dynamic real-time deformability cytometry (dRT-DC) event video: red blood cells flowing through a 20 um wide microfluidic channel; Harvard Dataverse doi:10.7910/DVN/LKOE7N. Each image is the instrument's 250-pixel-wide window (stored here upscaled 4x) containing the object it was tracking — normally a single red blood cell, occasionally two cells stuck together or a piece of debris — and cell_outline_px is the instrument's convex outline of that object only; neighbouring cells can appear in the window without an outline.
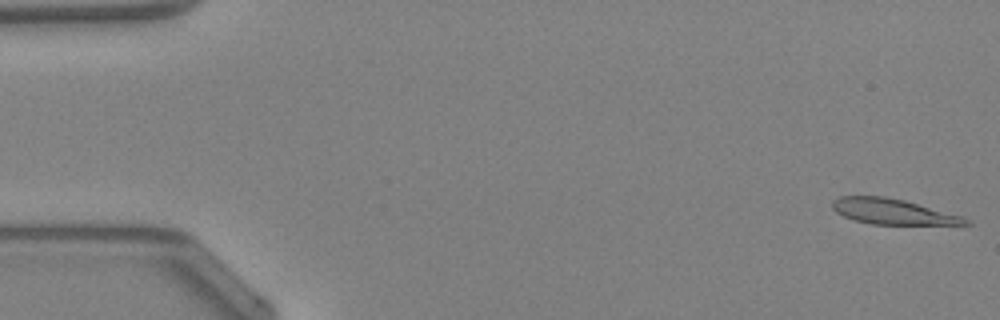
{"species": "Egyptian fruit bat (a non-hibernating species)", "species_latin": "Rousettus aegyptiacus", "temperature_condition": "warm", "stored_images_in_passage": 48, "camera_frame_rate_fps": 3000, "um_per_image_px": 0.085, "animal": {"sex": "female"}, "frame": {"image": 1, "passage_image": 1, "time_ms": 0.0, "image_size_px": [1000, 320], "cell_outline_px": [[972, 224], [872, 224], [852, 220], [836, 212], [832, 208], [832, 200], [840, 196], [884, 196], [904, 200], [964, 216]], "centroid_in_image_um": [75.86, 17.98], "position_along_channel_um": 9.1, "area_um2": 19.71}}
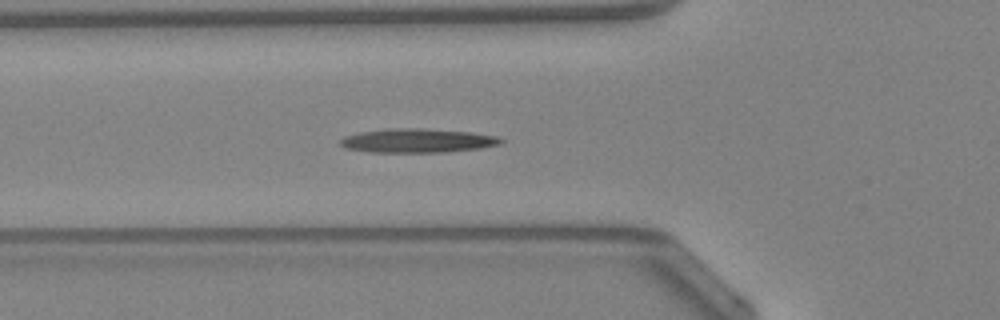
{"frame": {"image": 2, "passage_image": 17, "time_ms": 5.333, "image_size_px": [1000, 320], "cell_outline_px": [[504, 140], [500, 144], [480, 148], [444, 152], [372, 152], [348, 148], [340, 144], [340, 140], [344, 136], [360, 132], [384, 128], [420, 128], [468, 132], [496, 136]], "centroid_in_image_um": [35.46, 11.95], "position_along_channel_um": 90.3, "area_um2": 22.25}}
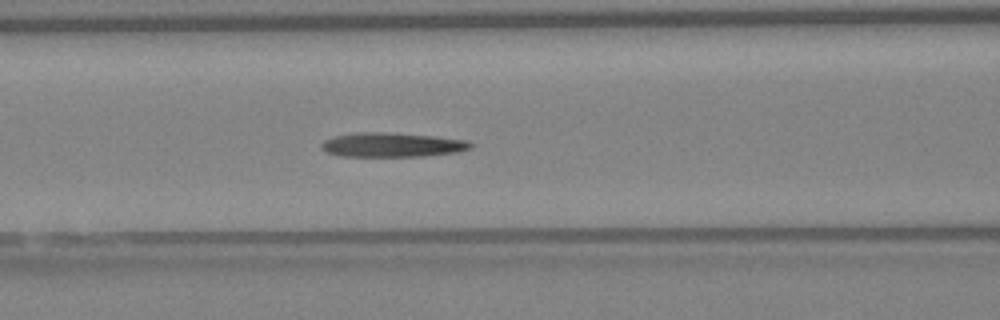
{"frame": {"image": 3, "passage_image": 20, "time_ms": 6.333, "image_size_px": [1000, 320], "cell_outline_px": [[472, 148], [460, 152], [424, 156], [340, 156], [328, 152], [320, 144], [324, 140], [336, 136], [356, 132], [388, 132], [432, 136], [468, 140], [472, 144]], "centroid_in_image_um": [33.38, 12.31], "position_along_channel_um": 133.2, "area_um2": 21.1}}